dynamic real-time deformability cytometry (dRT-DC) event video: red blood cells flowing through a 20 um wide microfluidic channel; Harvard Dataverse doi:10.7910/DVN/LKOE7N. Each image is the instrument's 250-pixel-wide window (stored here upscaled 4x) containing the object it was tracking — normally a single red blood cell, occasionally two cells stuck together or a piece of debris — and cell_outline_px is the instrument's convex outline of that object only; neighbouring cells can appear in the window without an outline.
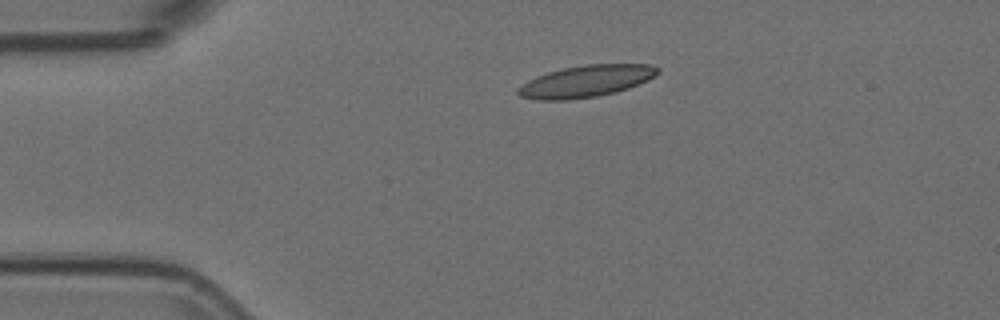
{"species": "Egyptian fruit bat (a non-hibernating species)", "species_latin": "Rousettus aegyptiacus", "temperature_condition": "room temperature", "stored_images_in_passage": 44, "camera_frame_rate_fps": 3000, "um_per_image_px": 0.085, "animal": {"sex": "female"}, "frame": {"image": 1, "passage_image": 1, "time_ms": 0.0, "image_size_px": [1000, 320], "cell_outline_px": [[660, 72], [648, 80], [628, 88], [616, 92], [596, 96], [564, 100], [540, 100], [520, 96], [516, 92], [516, 88], [520, 84], [536, 76], [548, 72], [564, 68], [584, 64], [648, 64], [660, 68]], "centroid_in_image_um": [49.79, 6.9], "position_along_channel_um": 35.2, "area_um2": 25.89}}
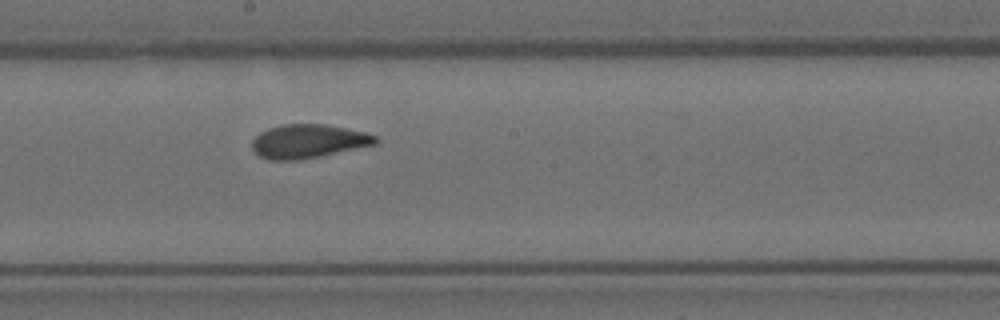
{"frame": {"image": 2, "passage_image": 19, "time_ms": 6.0, "image_size_px": [1000, 320], "cell_outline_px": [[380, 140], [376, 144], [320, 156], [296, 160], [268, 160], [260, 156], [252, 148], [252, 140], [260, 132], [268, 128], [280, 124], [324, 124], [364, 132], [376, 136]], "centroid_in_image_um": [26.18, 12.0], "position_along_channel_um": 222.0, "area_um2": 24.16}}
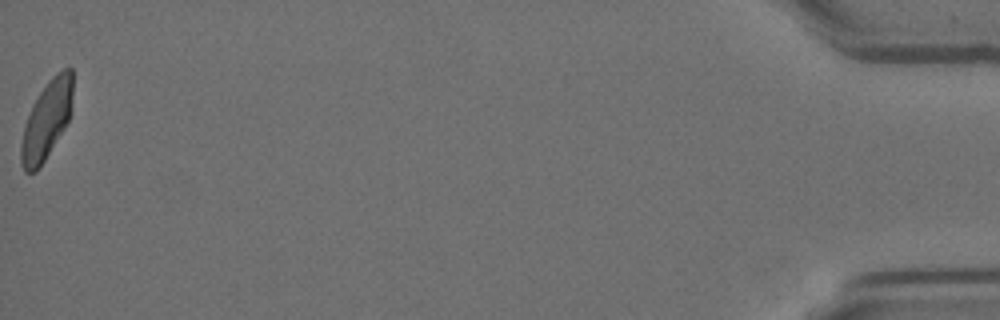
{"frame": {"image": 3, "passage_image": 44, "time_ms": 14.333, "image_size_px": [1000, 320], "cell_outline_px": [[72, 112], [64, 128], [44, 160], [36, 172], [24, 172], [20, 164], [20, 144], [24, 124], [32, 104], [48, 80], [56, 72], [64, 68], [72, 68]], "centroid_in_image_um": [3.94, 10.2], "position_along_channel_um": 431.3, "area_um2": 23.64}, "authors_computed_cell_mechanics": {"area_um2": 24.3627, "velocity_mm_per_s": 3.7417, "shape_relaxation_time_tau1_ms": null, "shape_relaxation_time_tau2_ms": 1.4927, "deformation_change_tau1": null, "deformation_change_tau2": 0.0781}}